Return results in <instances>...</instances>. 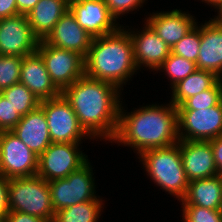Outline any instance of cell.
<instances>
[{
    "label": "cell",
    "instance_id": "6da1fadb",
    "mask_svg": "<svg viewBox=\"0 0 222 222\" xmlns=\"http://www.w3.org/2000/svg\"><path fill=\"white\" fill-rule=\"evenodd\" d=\"M120 91L112 83L84 75L62 94L71 104L80 125L92 138L111 142L118 129L122 102Z\"/></svg>",
    "mask_w": 222,
    "mask_h": 222
},
{
    "label": "cell",
    "instance_id": "7a4b0ae2",
    "mask_svg": "<svg viewBox=\"0 0 222 222\" xmlns=\"http://www.w3.org/2000/svg\"><path fill=\"white\" fill-rule=\"evenodd\" d=\"M120 105L118 129L111 143L134 148L138 155L142 152L164 148L178 143V112L168 104L146 105L130 112H124ZM121 143V144H120Z\"/></svg>",
    "mask_w": 222,
    "mask_h": 222
},
{
    "label": "cell",
    "instance_id": "3957f363",
    "mask_svg": "<svg viewBox=\"0 0 222 222\" xmlns=\"http://www.w3.org/2000/svg\"><path fill=\"white\" fill-rule=\"evenodd\" d=\"M121 25L116 31L94 37L85 57V75L114 84L120 90L137 72L129 32Z\"/></svg>",
    "mask_w": 222,
    "mask_h": 222
},
{
    "label": "cell",
    "instance_id": "277c9868",
    "mask_svg": "<svg viewBox=\"0 0 222 222\" xmlns=\"http://www.w3.org/2000/svg\"><path fill=\"white\" fill-rule=\"evenodd\" d=\"M138 156L154 184L179 201L185 197L189 180L182 165L178 143L164 148L149 149Z\"/></svg>",
    "mask_w": 222,
    "mask_h": 222
},
{
    "label": "cell",
    "instance_id": "5b68a950",
    "mask_svg": "<svg viewBox=\"0 0 222 222\" xmlns=\"http://www.w3.org/2000/svg\"><path fill=\"white\" fill-rule=\"evenodd\" d=\"M9 209L53 222L55 212L48 182L38 175L9 179Z\"/></svg>",
    "mask_w": 222,
    "mask_h": 222
},
{
    "label": "cell",
    "instance_id": "8992f818",
    "mask_svg": "<svg viewBox=\"0 0 222 222\" xmlns=\"http://www.w3.org/2000/svg\"><path fill=\"white\" fill-rule=\"evenodd\" d=\"M89 160L66 178L48 182L54 212L75 204L100 199L96 196L93 168Z\"/></svg>",
    "mask_w": 222,
    "mask_h": 222
},
{
    "label": "cell",
    "instance_id": "52a82bcc",
    "mask_svg": "<svg viewBox=\"0 0 222 222\" xmlns=\"http://www.w3.org/2000/svg\"><path fill=\"white\" fill-rule=\"evenodd\" d=\"M45 64L51 81L62 93L85 75V57L78 52L57 48L39 41L37 51Z\"/></svg>",
    "mask_w": 222,
    "mask_h": 222
},
{
    "label": "cell",
    "instance_id": "ba28073f",
    "mask_svg": "<svg viewBox=\"0 0 222 222\" xmlns=\"http://www.w3.org/2000/svg\"><path fill=\"white\" fill-rule=\"evenodd\" d=\"M40 106L47 119L51 142L82 143L83 138L93 139L80 125L71 104L62 93L40 101Z\"/></svg>",
    "mask_w": 222,
    "mask_h": 222
},
{
    "label": "cell",
    "instance_id": "9c48e42d",
    "mask_svg": "<svg viewBox=\"0 0 222 222\" xmlns=\"http://www.w3.org/2000/svg\"><path fill=\"white\" fill-rule=\"evenodd\" d=\"M80 143L52 142L38 157L37 175L47 182L66 178L89 159L79 149Z\"/></svg>",
    "mask_w": 222,
    "mask_h": 222
},
{
    "label": "cell",
    "instance_id": "30bf717a",
    "mask_svg": "<svg viewBox=\"0 0 222 222\" xmlns=\"http://www.w3.org/2000/svg\"><path fill=\"white\" fill-rule=\"evenodd\" d=\"M38 157L12 131L0 132V175L8 179L37 175Z\"/></svg>",
    "mask_w": 222,
    "mask_h": 222
},
{
    "label": "cell",
    "instance_id": "8fae6325",
    "mask_svg": "<svg viewBox=\"0 0 222 222\" xmlns=\"http://www.w3.org/2000/svg\"><path fill=\"white\" fill-rule=\"evenodd\" d=\"M179 140L210 141L222 135V100L200 110H177Z\"/></svg>",
    "mask_w": 222,
    "mask_h": 222
},
{
    "label": "cell",
    "instance_id": "7c38bea8",
    "mask_svg": "<svg viewBox=\"0 0 222 222\" xmlns=\"http://www.w3.org/2000/svg\"><path fill=\"white\" fill-rule=\"evenodd\" d=\"M39 39L34 35L27 15L0 19V55L24 57L37 51Z\"/></svg>",
    "mask_w": 222,
    "mask_h": 222
},
{
    "label": "cell",
    "instance_id": "4fadbf2b",
    "mask_svg": "<svg viewBox=\"0 0 222 222\" xmlns=\"http://www.w3.org/2000/svg\"><path fill=\"white\" fill-rule=\"evenodd\" d=\"M69 10L92 37L112 33L121 26L111 15L105 0H70Z\"/></svg>",
    "mask_w": 222,
    "mask_h": 222
},
{
    "label": "cell",
    "instance_id": "5bb4252c",
    "mask_svg": "<svg viewBox=\"0 0 222 222\" xmlns=\"http://www.w3.org/2000/svg\"><path fill=\"white\" fill-rule=\"evenodd\" d=\"M144 23L145 27L141 31L127 29L133 44L134 60L138 70L144 66L156 71L169 56L171 49L146 21Z\"/></svg>",
    "mask_w": 222,
    "mask_h": 222
},
{
    "label": "cell",
    "instance_id": "9a60e30c",
    "mask_svg": "<svg viewBox=\"0 0 222 222\" xmlns=\"http://www.w3.org/2000/svg\"><path fill=\"white\" fill-rule=\"evenodd\" d=\"M178 145L189 182L218 175L209 141L179 140Z\"/></svg>",
    "mask_w": 222,
    "mask_h": 222
},
{
    "label": "cell",
    "instance_id": "2e32d148",
    "mask_svg": "<svg viewBox=\"0 0 222 222\" xmlns=\"http://www.w3.org/2000/svg\"><path fill=\"white\" fill-rule=\"evenodd\" d=\"M93 38L77 23L75 16L68 10L57 21L44 41L49 45L75 51L86 57Z\"/></svg>",
    "mask_w": 222,
    "mask_h": 222
},
{
    "label": "cell",
    "instance_id": "e0dca14e",
    "mask_svg": "<svg viewBox=\"0 0 222 222\" xmlns=\"http://www.w3.org/2000/svg\"><path fill=\"white\" fill-rule=\"evenodd\" d=\"M210 19L199 26L201 44L196 66L222 79V21Z\"/></svg>",
    "mask_w": 222,
    "mask_h": 222
},
{
    "label": "cell",
    "instance_id": "ac0fdd59",
    "mask_svg": "<svg viewBox=\"0 0 222 222\" xmlns=\"http://www.w3.org/2000/svg\"><path fill=\"white\" fill-rule=\"evenodd\" d=\"M146 22L170 49L198 23L194 16L180 9H173L169 12H153L147 17Z\"/></svg>",
    "mask_w": 222,
    "mask_h": 222
},
{
    "label": "cell",
    "instance_id": "d6986e66",
    "mask_svg": "<svg viewBox=\"0 0 222 222\" xmlns=\"http://www.w3.org/2000/svg\"><path fill=\"white\" fill-rule=\"evenodd\" d=\"M19 82L25 85L39 101L61 94L51 81L42 57L37 52L23 57Z\"/></svg>",
    "mask_w": 222,
    "mask_h": 222
},
{
    "label": "cell",
    "instance_id": "ffe728a7",
    "mask_svg": "<svg viewBox=\"0 0 222 222\" xmlns=\"http://www.w3.org/2000/svg\"><path fill=\"white\" fill-rule=\"evenodd\" d=\"M11 131L38 156L52 143L47 119L40 105L22 116Z\"/></svg>",
    "mask_w": 222,
    "mask_h": 222
},
{
    "label": "cell",
    "instance_id": "44dd1931",
    "mask_svg": "<svg viewBox=\"0 0 222 222\" xmlns=\"http://www.w3.org/2000/svg\"><path fill=\"white\" fill-rule=\"evenodd\" d=\"M70 0H39L26 14L34 35L41 41L54 29L57 21L69 10Z\"/></svg>",
    "mask_w": 222,
    "mask_h": 222
},
{
    "label": "cell",
    "instance_id": "7402d4cb",
    "mask_svg": "<svg viewBox=\"0 0 222 222\" xmlns=\"http://www.w3.org/2000/svg\"><path fill=\"white\" fill-rule=\"evenodd\" d=\"M181 205H196L199 207L221 210L222 177L216 175L189 182Z\"/></svg>",
    "mask_w": 222,
    "mask_h": 222
},
{
    "label": "cell",
    "instance_id": "603a6c76",
    "mask_svg": "<svg viewBox=\"0 0 222 222\" xmlns=\"http://www.w3.org/2000/svg\"><path fill=\"white\" fill-rule=\"evenodd\" d=\"M220 79L213 72L197 69L171 88L172 97L169 102L175 107L180 106L189 97L213 87Z\"/></svg>",
    "mask_w": 222,
    "mask_h": 222
},
{
    "label": "cell",
    "instance_id": "cb8c5ba5",
    "mask_svg": "<svg viewBox=\"0 0 222 222\" xmlns=\"http://www.w3.org/2000/svg\"><path fill=\"white\" fill-rule=\"evenodd\" d=\"M104 200L95 199L68 206L55 212L53 222H98Z\"/></svg>",
    "mask_w": 222,
    "mask_h": 222
},
{
    "label": "cell",
    "instance_id": "d4e9b609",
    "mask_svg": "<svg viewBox=\"0 0 222 222\" xmlns=\"http://www.w3.org/2000/svg\"><path fill=\"white\" fill-rule=\"evenodd\" d=\"M2 96L11 103L21 116L33 111L40 105L38 98L20 82L2 90Z\"/></svg>",
    "mask_w": 222,
    "mask_h": 222
},
{
    "label": "cell",
    "instance_id": "484cf974",
    "mask_svg": "<svg viewBox=\"0 0 222 222\" xmlns=\"http://www.w3.org/2000/svg\"><path fill=\"white\" fill-rule=\"evenodd\" d=\"M164 70V71H163ZM197 70L196 63L184 59L181 56L170 53L164 62L157 68L158 71L165 72L167 79H170V85L172 88L181 80H184L190 74Z\"/></svg>",
    "mask_w": 222,
    "mask_h": 222
},
{
    "label": "cell",
    "instance_id": "4316f807",
    "mask_svg": "<svg viewBox=\"0 0 222 222\" xmlns=\"http://www.w3.org/2000/svg\"><path fill=\"white\" fill-rule=\"evenodd\" d=\"M222 100V79H220L213 87L205 90L197 95L189 97L177 110H200L208 109L216 106Z\"/></svg>",
    "mask_w": 222,
    "mask_h": 222
},
{
    "label": "cell",
    "instance_id": "83f0119b",
    "mask_svg": "<svg viewBox=\"0 0 222 222\" xmlns=\"http://www.w3.org/2000/svg\"><path fill=\"white\" fill-rule=\"evenodd\" d=\"M200 44L201 32L199 30V25L196 23V25L171 48V53L196 63Z\"/></svg>",
    "mask_w": 222,
    "mask_h": 222
},
{
    "label": "cell",
    "instance_id": "f1b7e54d",
    "mask_svg": "<svg viewBox=\"0 0 222 222\" xmlns=\"http://www.w3.org/2000/svg\"><path fill=\"white\" fill-rule=\"evenodd\" d=\"M23 57L0 55V90L19 83Z\"/></svg>",
    "mask_w": 222,
    "mask_h": 222
},
{
    "label": "cell",
    "instance_id": "f546056e",
    "mask_svg": "<svg viewBox=\"0 0 222 222\" xmlns=\"http://www.w3.org/2000/svg\"><path fill=\"white\" fill-rule=\"evenodd\" d=\"M184 222H222L221 210H211L196 205L182 206Z\"/></svg>",
    "mask_w": 222,
    "mask_h": 222
},
{
    "label": "cell",
    "instance_id": "4dcf8cb0",
    "mask_svg": "<svg viewBox=\"0 0 222 222\" xmlns=\"http://www.w3.org/2000/svg\"><path fill=\"white\" fill-rule=\"evenodd\" d=\"M22 116L15 108L5 99L0 96V132L11 131L21 120Z\"/></svg>",
    "mask_w": 222,
    "mask_h": 222
},
{
    "label": "cell",
    "instance_id": "1f68e13d",
    "mask_svg": "<svg viewBox=\"0 0 222 222\" xmlns=\"http://www.w3.org/2000/svg\"><path fill=\"white\" fill-rule=\"evenodd\" d=\"M146 0H105L111 15L117 20L120 16L143 7Z\"/></svg>",
    "mask_w": 222,
    "mask_h": 222
},
{
    "label": "cell",
    "instance_id": "d6a6232c",
    "mask_svg": "<svg viewBox=\"0 0 222 222\" xmlns=\"http://www.w3.org/2000/svg\"><path fill=\"white\" fill-rule=\"evenodd\" d=\"M8 184L9 179L0 175V218H5L10 211Z\"/></svg>",
    "mask_w": 222,
    "mask_h": 222
},
{
    "label": "cell",
    "instance_id": "836d02e7",
    "mask_svg": "<svg viewBox=\"0 0 222 222\" xmlns=\"http://www.w3.org/2000/svg\"><path fill=\"white\" fill-rule=\"evenodd\" d=\"M214 155L218 175L222 177V135L209 141Z\"/></svg>",
    "mask_w": 222,
    "mask_h": 222
},
{
    "label": "cell",
    "instance_id": "e575fe53",
    "mask_svg": "<svg viewBox=\"0 0 222 222\" xmlns=\"http://www.w3.org/2000/svg\"><path fill=\"white\" fill-rule=\"evenodd\" d=\"M5 218L7 222H50L43 218L11 210L8 212Z\"/></svg>",
    "mask_w": 222,
    "mask_h": 222
},
{
    "label": "cell",
    "instance_id": "d590c367",
    "mask_svg": "<svg viewBox=\"0 0 222 222\" xmlns=\"http://www.w3.org/2000/svg\"><path fill=\"white\" fill-rule=\"evenodd\" d=\"M18 14L16 0H0V19Z\"/></svg>",
    "mask_w": 222,
    "mask_h": 222
},
{
    "label": "cell",
    "instance_id": "8d00e7d4",
    "mask_svg": "<svg viewBox=\"0 0 222 222\" xmlns=\"http://www.w3.org/2000/svg\"><path fill=\"white\" fill-rule=\"evenodd\" d=\"M38 2L39 0H16L18 13L26 15Z\"/></svg>",
    "mask_w": 222,
    "mask_h": 222
},
{
    "label": "cell",
    "instance_id": "74e56055",
    "mask_svg": "<svg viewBox=\"0 0 222 222\" xmlns=\"http://www.w3.org/2000/svg\"><path fill=\"white\" fill-rule=\"evenodd\" d=\"M201 1L207 3V5H210L211 7H214V9H216L222 3V0H201Z\"/></svg>",
    "mask_w": 222,
    "mask_h": 222
},
{
    "label": "cell",
    "instance_id": "f35d334b",
    "mask_svg": "<svg viewBox=\"0 0 222 222\" xmlns=\"http://www.w3.org/2000/svg\"><path fill=\"white\" fill-rule=\"evenodd\" d=\"M216 10L218 11V14L214 18L222 21V3L216 8Z\"/></svg>",
    "mask_w": 222,
    "mask_h": 222
},
{
    "label": "cell",
    "instance_id": "ab89813d",
    "mask_svg": "<svg viewBox=\"0 0 222 222\" xmlns=\"http://www.w3.org/2000/svg\"><path fill=\"white\" fill-rule=\"evenodd\" d=\"M0 222H7L6 218H0Z\"/></svg>",
    "mask_w": 222,
    "mask_h": 222
}]
</instances>
